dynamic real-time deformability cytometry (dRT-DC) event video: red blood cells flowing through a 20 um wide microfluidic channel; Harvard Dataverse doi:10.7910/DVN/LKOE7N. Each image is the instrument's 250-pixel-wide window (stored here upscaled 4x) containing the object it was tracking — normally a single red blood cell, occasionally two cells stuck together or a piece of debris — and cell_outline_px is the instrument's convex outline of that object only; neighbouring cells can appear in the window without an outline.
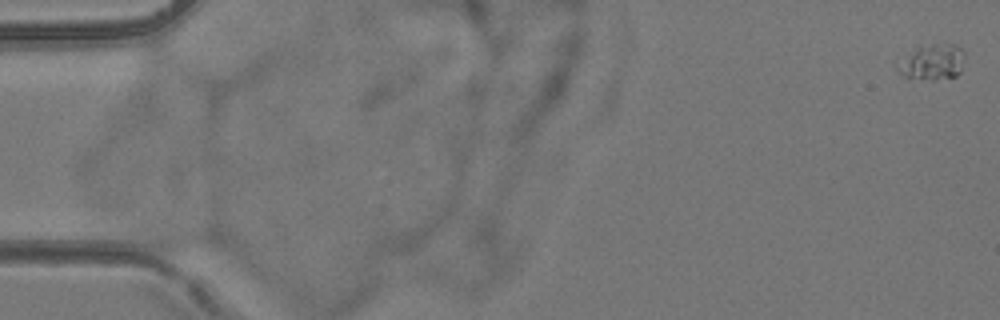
{"species": "common noctule bat (a hibernating species)", "species_latin": "Nyctalus noctula", "temperature_condition": "room temperature", "stored_images_in_passage": 8, "camera_frame_rate_fps": 3000, "um_per_image_px": 0.085, "animal": {"sex": "female", "body_mass_g": 24.6, "forearm_length_mm": 56.2}, "frame": {"image": 1, "passage_image": 1, "time_ms": 0.0, "image_size_px": [1000, 320], "cell_outline_px": [[964, 56], [960, 72], [956, 76], [932, 80], [908, 80], [896, 68], [916, 48], [932, 44], [956, 44], [964, 52]], "centroid_in_image_um": [79.28, 5.32], "position_along_channel_um": 5.7, "area_um2": 13.7}}
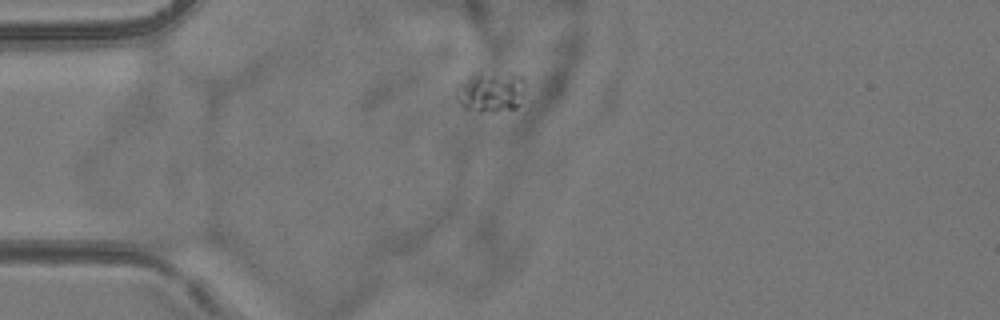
{"frame": {"image": 2, "passage_image": 5, "time_ms": 4.667, "image_size_px": [1000, 320], "cell_outline_px": [[524, 88], [520, 104], [516, 108], [496, 112], [480, 112], [464, 108], [460, 104], [460, 84], [480, 72], [520, 76], [524, 80]], "centroid_in_image_um": [41.79, 7.86], "position_along_channel_um": 43.2, "area_um2": 15.55}}
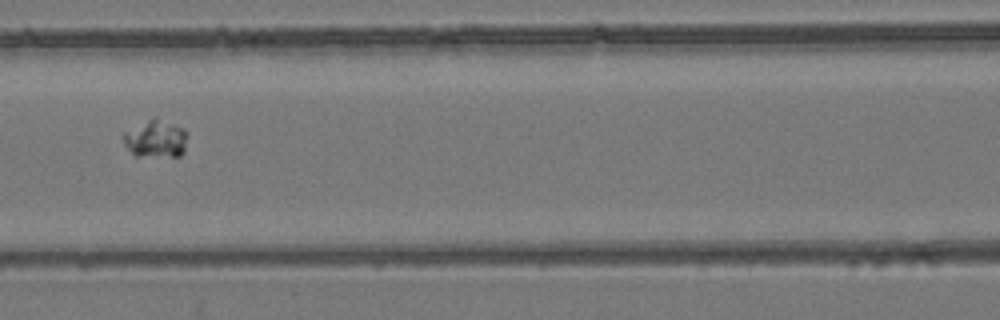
{"frame": {"image": 3, "passage_image": 8, "time_ms": 8.0, "image_size_px": [1000, 320], "cell_outline_px": [[184, 152], [180, 156], [136, 156], [124, 144], [124, 132], [152, 116], [156, 116], [184, 128]], "centroid_in_image_um": [13.21, 11.77], "position_along_channel_um": 153.4, "area_um2": 13.93}}